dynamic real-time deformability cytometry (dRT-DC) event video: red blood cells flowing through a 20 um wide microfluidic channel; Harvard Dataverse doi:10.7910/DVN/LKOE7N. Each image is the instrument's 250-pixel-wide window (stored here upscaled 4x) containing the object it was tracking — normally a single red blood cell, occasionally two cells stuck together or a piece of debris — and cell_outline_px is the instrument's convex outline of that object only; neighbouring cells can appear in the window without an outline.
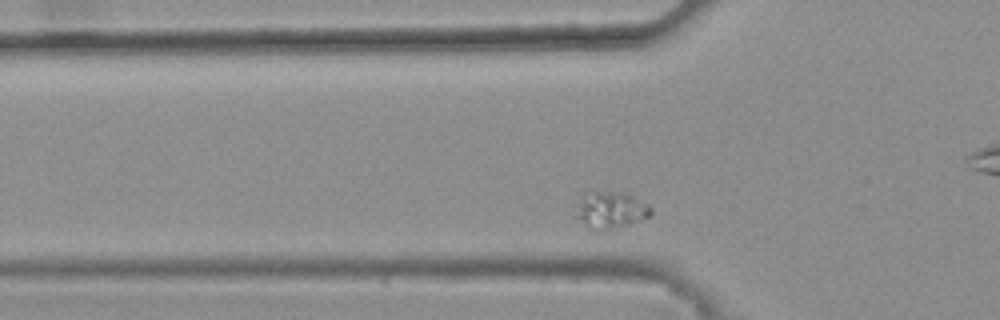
{"species": "common noctule bat (a hibernating species)", "species_latin": "Nyctalus noctula", "temperature_condition": "warm", "stored_images_in_passage": 41, "camera_frame_rate_fps": 3000, "um_per_image_px": 0.085, "animal": {"sex": "female", "body_mass_g": 25.1}, "frame": {"image": 1, "passage_image": 13, "time_ms": 4.0, "image_size_px": [1000, 320], "cell_outline_px": [[652, 212], [648, 216], [628, 224], [600, 232], [596, 232], [576, 216], [580, 204], [592, 192], [620, 192], [632, 196], [648, 204], [652, 208]], "centroid_in_image_um": [51.98, 17.89], "position_along_channel_um": 73.8, "area_um2": 15.2}}
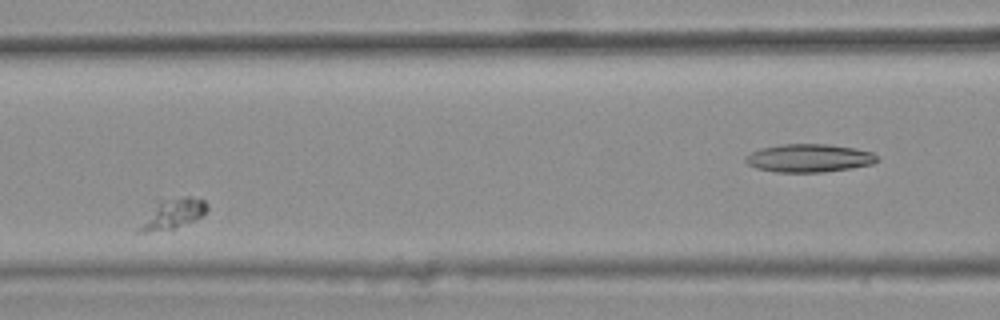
{"frame": {"image": 2, "passage_image": 20, "time_ms": 6.333, "image_size_px": [1000, 320], "cell_outline_px": [[208, 212], [196, 220], [172, 228], [144, 232], [136, 232], [136, 228], [160, 204], [184, 196], [188, 196], [204, 200], [208, 204]], "centroid_in_image_um": [14.81, 18.2], "position_along_channel_um": 151.8, "area_um2": 10.98}}
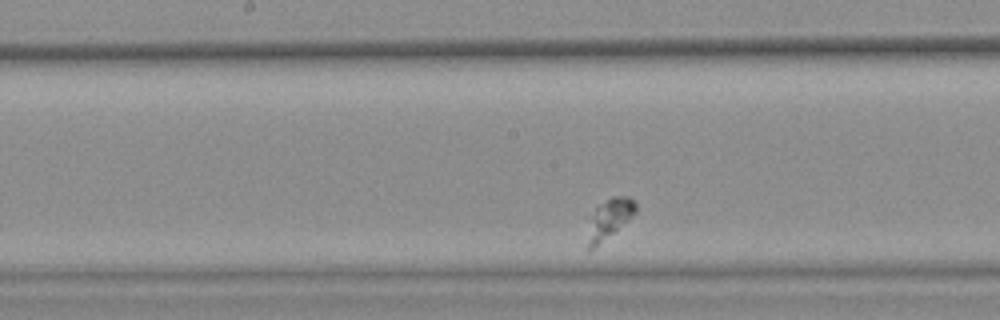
{"frame": {"image": 3, "passage_image": 24, "time_ms": 7.667, "image_size_px": [1000, 320], "cell_outline_px": [[636, 212], [588, 252], [588, 244], [592, 216], [596, 208], [612, 196], [628, 196], [636, 204]], "centroid_in_image_um": [51.83, 18.53], "position_along_channel_um": 196.4, "area_um2": 10.12}}